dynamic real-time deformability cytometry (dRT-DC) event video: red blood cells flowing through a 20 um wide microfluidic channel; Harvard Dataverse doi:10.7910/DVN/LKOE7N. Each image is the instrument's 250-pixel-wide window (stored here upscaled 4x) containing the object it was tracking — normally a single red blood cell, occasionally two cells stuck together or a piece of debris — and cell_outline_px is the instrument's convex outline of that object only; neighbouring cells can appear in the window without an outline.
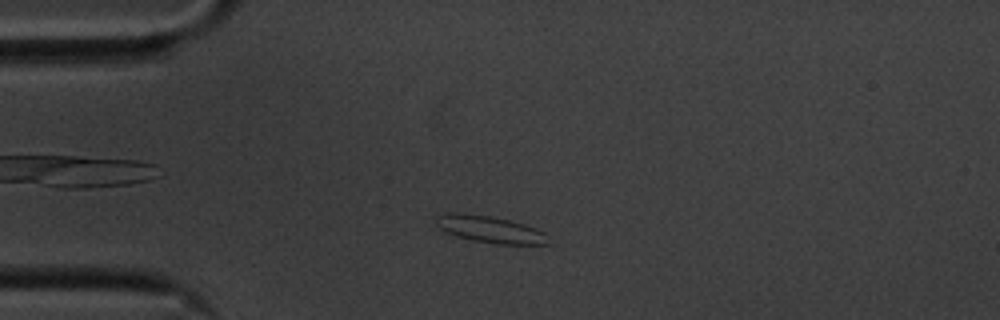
{"species": "common noctule bat (a hibernating species)", "species_latin": "Nyctalus noctula", "temperature_condition": "cold", "stored_images_in_passage": 51, "camera_frame_rate_fps": 3000, "um_per_image_px": 0.085, "animal": {"sex": "male", "body_mass_g": 20.1, "forearm_length_mm": 53.5}, "frame": {"image": 1, "passage_image": 8, "time_ms": 2.333, "image_size_px": [1000, 320], "cell_outline_px": [[552, 244], [496, 244], [472, 240], [456, 236], [440, 228], [436, 224], [432, 216], [448, 212], [456, 212], [492, 216], [512, 220], [536, 228], [544, 232]], "centroid_in_image_um": [41.63, 19.48], "position_along_channel_um": 43.4, "area_um2": 17.86}}
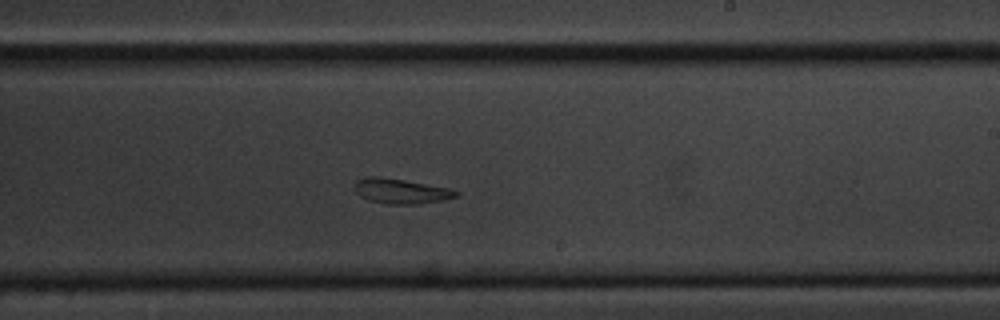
{"frame": {"image": 2, "passage_image": 28, "time_ms": 9.0, "image_size_px": [1000, 320], "cell_outline_px": [[460, 196], [420, 204], [388, 204], [368, 200], [360, 196], [356, 192], [356, 180], [364, 176], [380, 176], [404, 180], [448, 188], [460, 192]], "centroid_in_image_um": [34.07, 16.24], "position_along_channel_um": 254.9, "area_um2": 14.74}}
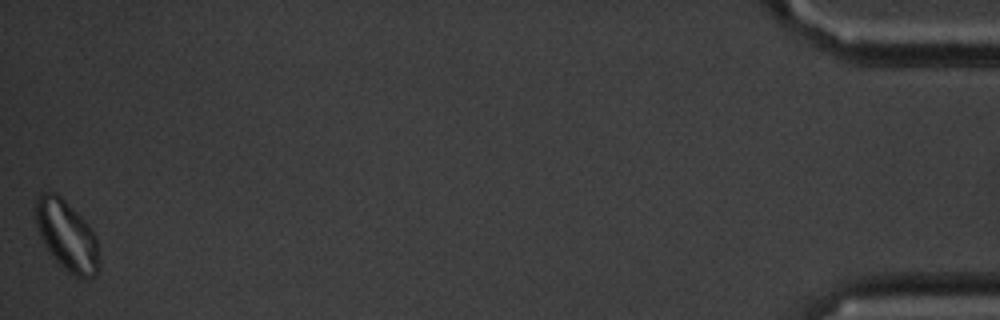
{"frame": {"image": 3, "passage_image": 51, "time_ms": 16.667, "image_size_px": [1000, 320], "cell_outline_px": [[100, 268], [96, 276], [88, 280], [84, 280], [72, 276], [48, 252], [40, 236], [36, 224], [36, 196], [40, 192], [56, 192], [88, 224], [96, 240], [100, 260]], "centroid_in_image_um": [5.7, 20.08], "position_along_channel_um": 429.5, "area_um2": 26.13}, "authors_computed_cell_mechanics": {"area_um2": 16.5308, "velocity_mm_per_s": 3.4959, "shape_relaxation_time_tau1_ms": null, "shape_relaxation_time_tau2_ms": 5.786, "deformation_change_tau1": null, "deformation_change_tau2": 0.1173}}